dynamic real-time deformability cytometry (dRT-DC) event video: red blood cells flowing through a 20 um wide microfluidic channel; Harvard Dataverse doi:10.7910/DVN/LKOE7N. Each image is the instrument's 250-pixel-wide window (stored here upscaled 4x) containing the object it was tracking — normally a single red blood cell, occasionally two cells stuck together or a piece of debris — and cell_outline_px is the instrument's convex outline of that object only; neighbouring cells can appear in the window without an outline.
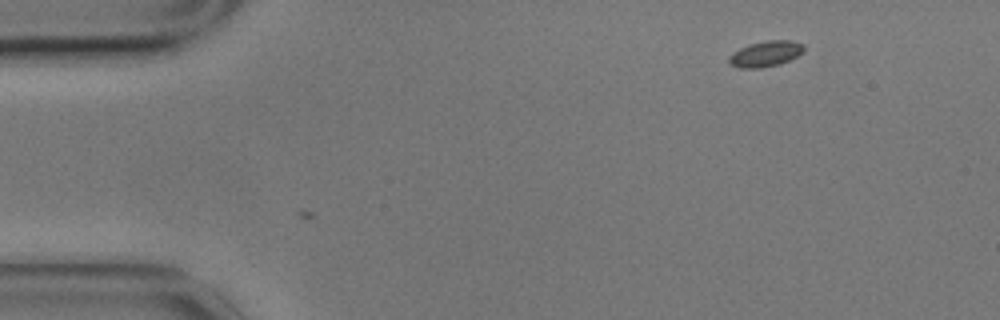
{"species": "common noctule bat (a hibernating species)", "species_latin": "Nyctalus noctula", "temperature_condition": "cold", "stored_images_in_passage": 2, "camera_frame_rate_fps": 3000, "um_per_image_px": 0.085, "animal": {"sex": "male", "body_mass_g": 17.9}, "frame": {"image": 1, "passage_image": 2, "time_ms": 0.333, "image_size_px": [1000, 320], "cell_outline_px": [[804, 52], [780, 64], [760, 68], [740, 68], [728, 64], [728, 56], [732, 52], [748, 44], [768, 40], [792, 40], [804, 44]], "centroid_in_image_um": [65.05, 4.57], "position_along_channel_um": 20.0, "area_um2": 11.39}}